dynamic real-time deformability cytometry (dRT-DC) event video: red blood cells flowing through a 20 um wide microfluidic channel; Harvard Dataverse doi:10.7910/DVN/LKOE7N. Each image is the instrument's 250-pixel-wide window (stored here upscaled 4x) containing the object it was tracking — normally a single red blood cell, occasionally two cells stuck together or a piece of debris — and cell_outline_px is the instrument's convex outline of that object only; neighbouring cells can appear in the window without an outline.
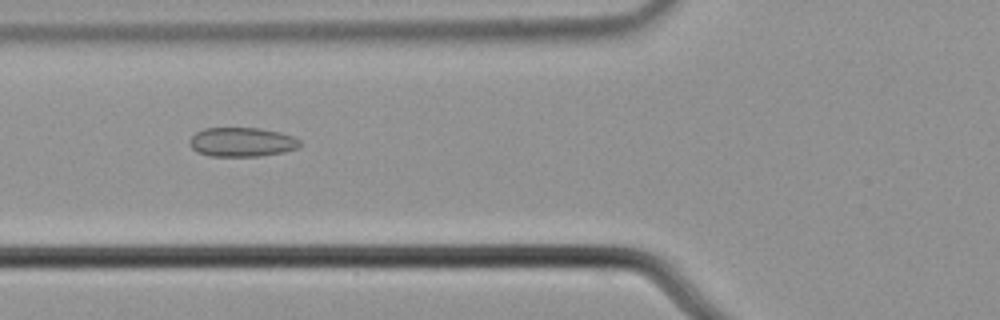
{"species": "common noctule bat (a hibernating species)", "species_latin": "Nyctalus noctula", "temperature_condition": "cold", "stored_images_in_passage": 8, "camera_frame_rate_fps": 3000, "um_per_image_px": 0.085, "animal": {"sex": "male", "body_mass_g": 21.5, "forearm_length_mm": 52.0}, "frame": {"image": 1, "passage_image": 7, "time_ms": 2.0, "image_size_px": [1000, 320], "cell_outline_px": [[300, 144], [296, 148], [284, 152], [260, 156], [212, 156], [196, 152], [188, 144], [188, 140], [196, 132], [204, 128], [260, 128], [280, 132], [292, 136], [300, 140]], "centroid_in_image_um": [20.52, 12.07], "position_along_channel_um": 105.3, "area_um2": 18.84}}
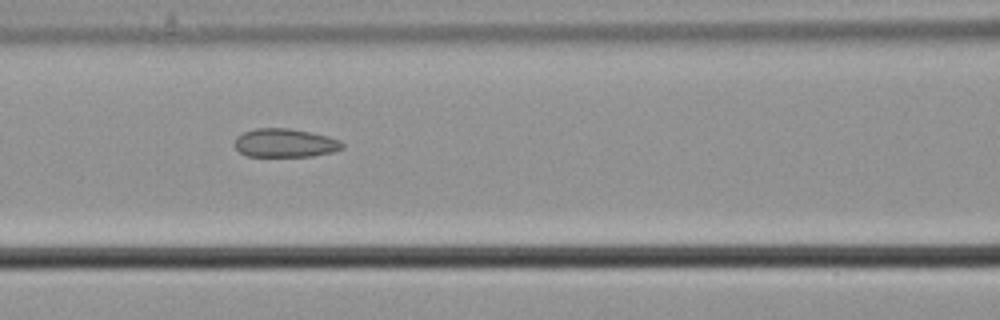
{"frame": {"image": 2, "passage_image": 8, "time_ms": 2.333, "image_size_px": [1000, 320], "cell_outline_px": [[344, 148], [332, 152], [312, 156], [248, 156], [240, 152], [232, 144], [236, 136], [244, 132], [256, 128], [288, 128], [312, 132], [328, 136], [340, 140], [344, 144]], "centroid_in_image_um": [24.22, 12.14], "position_along_channel_um": 142.4, "area_um2": 18.09}}